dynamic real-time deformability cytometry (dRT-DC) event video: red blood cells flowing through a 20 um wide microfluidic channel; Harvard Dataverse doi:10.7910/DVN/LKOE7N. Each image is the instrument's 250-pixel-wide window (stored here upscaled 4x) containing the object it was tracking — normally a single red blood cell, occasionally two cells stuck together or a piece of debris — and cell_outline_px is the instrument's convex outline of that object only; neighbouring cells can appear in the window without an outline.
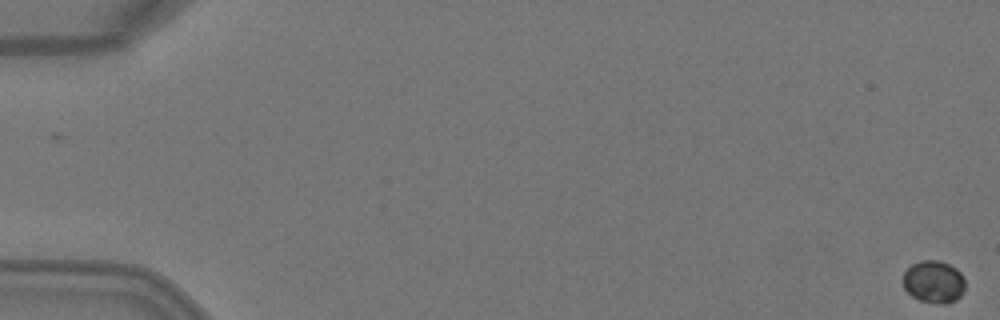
{"species": "Egyptian fruit bat (a non-hibernating species)", "species_latin": "Rousettus aegyptiacus", "temperature_condition": "warm", "stored_images_in_passage": 5, "segment_of_instrument_passage": [2, 2], "camera_frame_rate_fps": 3000, "um_per_image_px": 0.085, "animal": {"sex": "female"}, "frame": {"image": 1, "passage_image": 5, "time_ms": 1.333, "image_size_px": [1000, 320], "cell_outline_px": [[964, 292], [956, 300], [944, 304], [940, 304], [920, 300], [912, 296], [904, 288], [900, 280], [904, 272], [912, 264], [920, 260], [940, 260], [956, 268], [960, 272], [964, 280]], "centroid_in_image_um": [79.34, 23.94], "position_along_channel_um": 5.7, "area_um2": 15.55}}